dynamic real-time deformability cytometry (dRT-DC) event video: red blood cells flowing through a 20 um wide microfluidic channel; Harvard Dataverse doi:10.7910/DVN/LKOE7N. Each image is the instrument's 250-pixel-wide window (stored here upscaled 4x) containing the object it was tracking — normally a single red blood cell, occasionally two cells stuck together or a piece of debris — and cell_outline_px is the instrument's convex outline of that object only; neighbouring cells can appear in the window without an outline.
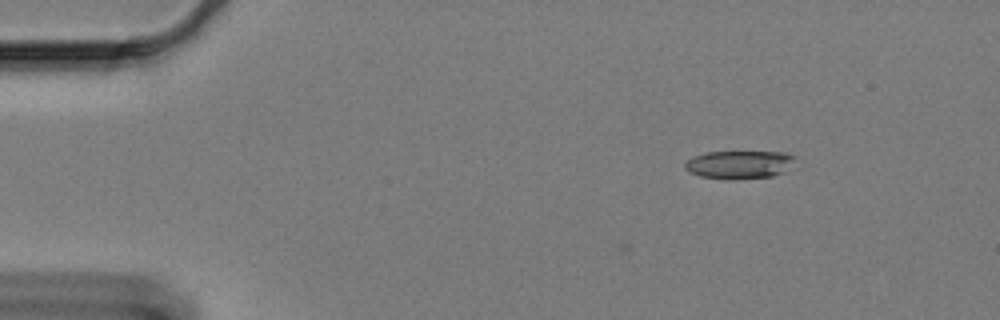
{"species": "Egyptian fruit bat (a non-hibernating species)", "species_latin": "Rousettus aegyptiacus", "temperature_condition": "cold", "stored_images_in_passage": 9, "camera_frame_rate_fps": 3000, "um_per_image_px": 0.085, "animal": {"sex": "female"}, "frame": {"image": 1, "passage_image": 9, "time_ms": 2.667, "image_size_px": [1000, 320], "cell_outline_px": [[800, 168], [772, 176], [728, 180], [700, 176], [688, 172], [684, 168], [684, 164], [692, 156], [708, 152], [784, 152], [796, 156]], "centroid_in_image_um": [62.98, 14.0], "position_along_channel_um": 22.0, "area_um2": 18.84}}